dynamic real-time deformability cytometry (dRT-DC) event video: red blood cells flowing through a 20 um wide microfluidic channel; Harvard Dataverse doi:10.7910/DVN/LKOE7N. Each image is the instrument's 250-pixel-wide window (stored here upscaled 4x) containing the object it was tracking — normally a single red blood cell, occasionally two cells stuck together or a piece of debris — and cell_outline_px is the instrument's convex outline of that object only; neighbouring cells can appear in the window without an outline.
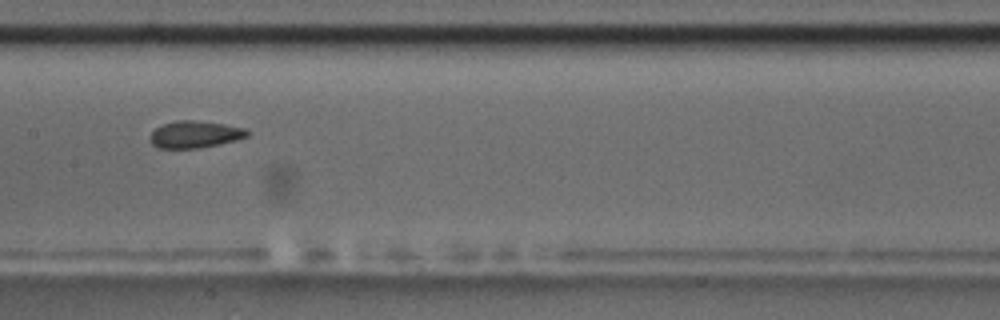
{"species": "common noctule bat (a hibernating species)", "species_latin": "Nyctalus noctula", "temperature_condition": "room temperature", "stored_images_in_passage": 6, "camera_frame_rate_fps": 3000, "um_per_image_px": 0.085, "animal": {"sex": "male", "body_mass_g": 17.5, "forearm_length_mm": 52.3}, "frame": {"image": 1, "passage_image": 4, "time_ms": 3.667, "image_size_px": [1000, 320], "cell_outline_px": [[248, 136], [236, 140], [200, 148], [156, 148], [148, 140], [148, 136], [156, 128], [164, 124], [176, 120], [192, 120], [224, 124], [244, 128], [248, 132]], "centroid_in_image_um": [16.51, 11.43], "position_along_channel_um": 190.9, "area_um2": 15.26}}